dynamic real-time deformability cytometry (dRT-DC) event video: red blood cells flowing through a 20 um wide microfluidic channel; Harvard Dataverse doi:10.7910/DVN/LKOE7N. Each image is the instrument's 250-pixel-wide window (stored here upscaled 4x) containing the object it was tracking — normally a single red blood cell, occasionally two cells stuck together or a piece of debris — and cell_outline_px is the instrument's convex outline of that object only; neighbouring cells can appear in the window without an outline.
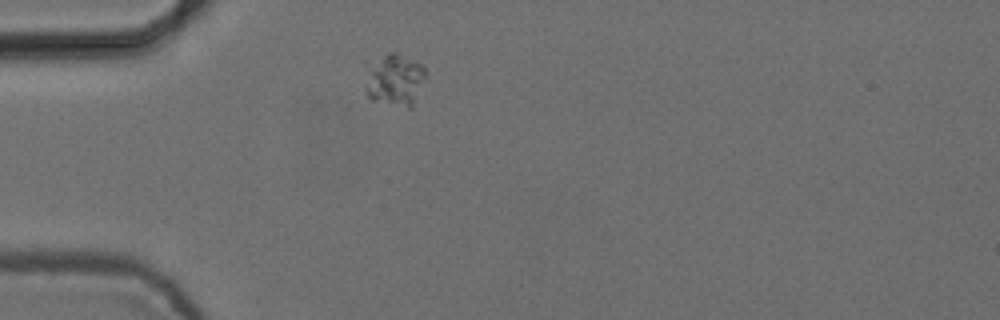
{"species": "common noctule bat (a hibernating species)", "species_latin": "Nyctalus noctula", "temperature_condition": "cold", "stored_images_in_passage": 4, "camera_frame_rate_fps": 3000, "um_per_image_px": 0.085, "animal": {"sex": "female", "body_mass_g": 24.6, "forearm_length_mm": 56.2}, "frame": {"image": 1, "passage_image": 1, "time_ms": 0.0, "image_size_px": [1000, 320], "cell_outline_px": [[428, 72], [412, 108], [408, 108], [372, 100], [368, 96], [364, 88], [372, 72], [384, 56], [388, 52], [392, 52], [424, 64]], "centroid_in_image_um": [33.69, 6.86], "position_along_channel_um": 51.3, "area_um2": 17.46}}
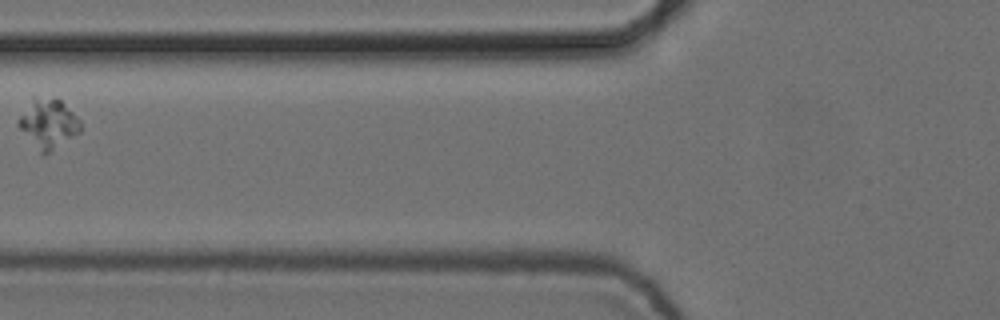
{"frame": {"image": 2, "passage_image": 3, "time_ms": 0.667, "image_size_px": [1000, 320], "cell_outline_px": [[80, 132], [44, 156], [40, 152], [16, 124], [16, 120], [32, 96], [60, 100], [80, 120]], "centroid_in_image_um": [4.06, 10.5], "position_along_channel_um": 121.7, "area_um2": 17.63}}
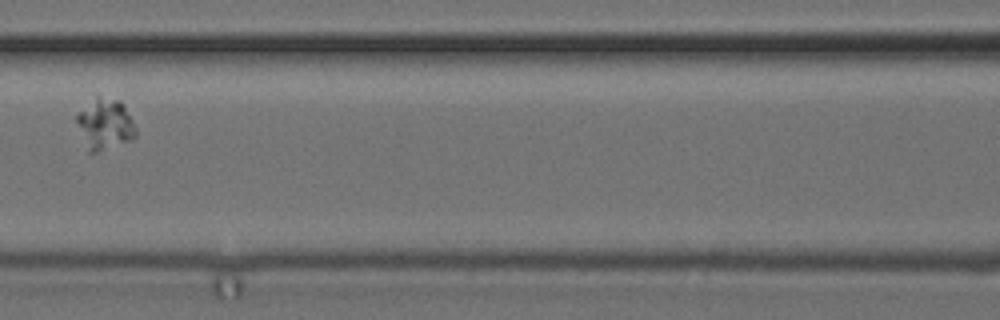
{"frame": {"image": 3, "passage_image": 4, "time_ms": 1.0, "image_size_px": [1000, 320], "cell_outline_px": [[136, 136], [132, 140], [96, 152], [88, 152], [76, 120], [76, 116], [96, 96], [100, 96], [120, 100], [124, 104], [136, 128]], "centroid_in_image_um": [8.95, 10.55], "position_along_channel_um": 157.6, "area_um2": 17.28}}